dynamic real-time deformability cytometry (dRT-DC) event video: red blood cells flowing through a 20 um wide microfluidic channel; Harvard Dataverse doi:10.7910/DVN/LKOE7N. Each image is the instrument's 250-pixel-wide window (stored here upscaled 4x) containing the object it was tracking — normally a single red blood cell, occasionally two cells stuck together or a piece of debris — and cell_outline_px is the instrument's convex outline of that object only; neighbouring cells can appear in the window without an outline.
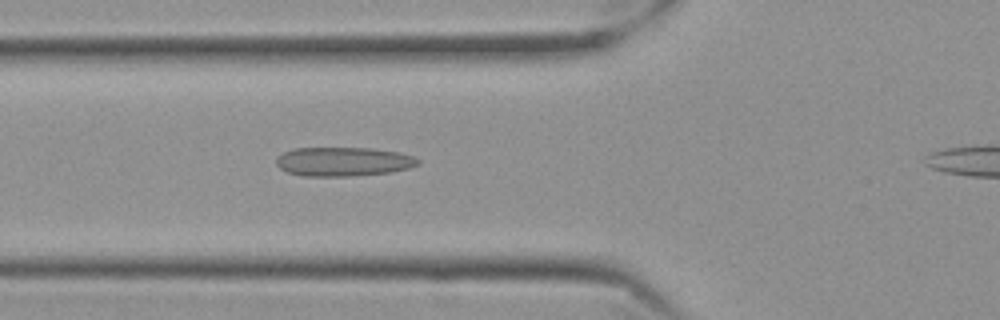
{"species": "Egyptian fruit bat (a non-hibernating species)", "species_latin": "Rousettus aegyptiacus", "temperature_condition": "cold", "stored_images_in_passage": 38, "camera_frame_rate_fps": 3000, "um_per_image_px": 0.085, "frame": {"image": 1, "passage_image": 8, "time_ms": 2.333, "image_size_px": [1000, 320], "cell_outline_px": [[420, 164], [408, 168], [392, 172], [352, 176], [300, 176], [288, 172], [280, 168], [276, 164], [276, 156], [292, 148], [372, 148], [400, 152], [412, 156], [420, 160]], "centroid_in_image_um": [29.17, 13.73], "position_along_channel_um": 96.6, "area_um2": 24.22}}
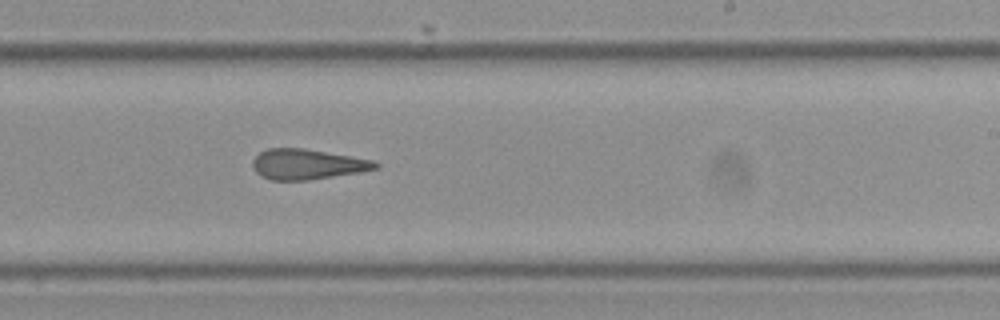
{"frame": {"image": 2, "passage_image": 22, "time_ms": 7.0, "image_size_px": [1000, 320], "cell_outline_px": [[380, 164], [376, 168], [360, 172], [308, 180], [272, 180], [260, 176], [256, 172], [252, 164], [252, 160], [260, 152], [268, 148], [300, 148], [372, 160]], "centroid_in_image_um": [26.06, 13.97], "position_along_channel_um": 262.9, "area_um2": 21.33}}
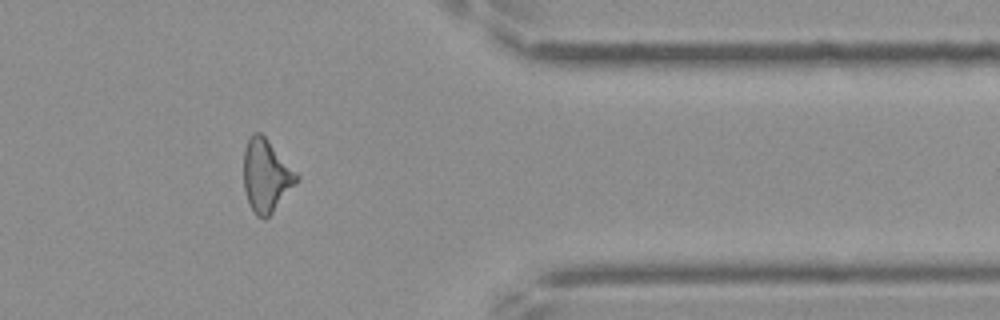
{"frame": {"image": 3, "passage_image": 34, "time_ms": 11.0, "image_size_px": [1000, 320], "cell_outline_px": [[300, 180], [272, 212], [264, 220], [256, 216], [248, 204], [244, 188], [244, 148], [252, 132], [260, 132], [268, 140], [300, 176]], "centroid_in_image_um": [22.62, 14.94], "position_along_channel_um": 388.8, "area_um2": 22.43}, "authors_computed_cell_mechanics": {"area_um2": 22.3686, "velocity_mm_per_s": 3.5417, "shape_relaxation_time_tau1_ms": null, "shape_relaxation_time_tau2_ms": 3.6221, "deformation_change_tau1": null, "deformation_change_tau2": 0.1327}}